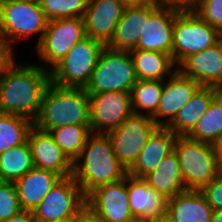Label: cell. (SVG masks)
<instances>
[{
    "label": "cell",
    "mask_w": 222,
    "mask_h": 222,
    "mask_svg": "<svg viewBox=\"0 0 222 222\" xmlns=\"http://www.w3.org/2000/svg\"><path fill=\"white\" fill-rule=\"evenodd\" d=\"M50 82V71L46 66L21 65L15 60L4 72L0 113L22 116L34 122Z\"/></svg>",
    "instance_id": "cell-1"
},
{
    "label": "cell",
    "mask_w": 222,
    "mask_h": 222,
    "mask_svg": "<svg viewBox=\"0 0 222 222\" xmlns=\"http://www.w3.org/2000/svg\"><path fill=\"white\" fill-rule=\"evenodd\" d=\"M127 174V170L115 157L110 140L104 133L92 132L82 152L73 162L72 176L85 196L96 187L119 181Z\"/></svg>",
    "instance_id": "cell-2"
},
{
    "label": "cell",
    "mask_w": 222,
    "mask_h": 222,
    "mask_svg": "<svg viewBox=\"0 0 222 222\" xmlns=\"http://www.w3.org/2000/svg\"><path fill=\"white\" fill-rule=\"evenodd\" d=\"M66 125L90 126L89 95L83 88L47 86L34 126L49 131Z\"/></svg>",
    "instance_id": "cell-3"
},
{
    "label": "cell",
    "mask_w": 222,
    "mask_h": 222,
    "mask_svg": "<svg viewBox=\"0 0 222 222\" xmlns=\"http://www.w3.org/2000/svg\"><path fill=\"white\" fill-rule=\"evenodd\" d=\"M173 150L178 157L186 190L200 191L222 172L211 143L177 136Z\"/></svg>",
    "instance_id": "cell-4"
},
{
    "label": "cell",
    "mask_w": 222,
    "mask_h": 222,
    "mask_svg": "<svg viewBox=\"0 0 222 222\" xmlns=\"http://www.w3.org/2000/svg\"><path fill=\"white\" fill-rule=\"evenodd\" d=\"M48 21L39 0L0 1V36L11 47L15 40L39 33L38 45Z\"/></svg>",
    "instance_id": "cell-5"
},
{
    "label": "cell",
    "mask_w": 222,
    "mask_h": 222,
    "mask_svg": "<svg viewBox=\"0 0 222 222\" xmlns=\"http://www.w3.org/2000/svg\"><path fill=\"white\" fill-rule=\"evenodd\" d=\"M105 46L102 42L85 36L50 71L51 82L62 87L85 89Z\"/></svg>",
    "instance_id": "cell-6"
},
{
    "label": "cell",
    "mask_w": 222,
    "mask_h": 222,
    "mask_svg": "<svg viewBox=\"0 0 222 222\" xmlns=\"http://www.w3.org/2000/svg\"><path fill=\"white\" fill-rule=\"evenodd\" d=\"M137 81L130 51L114 50L105 46L85 91L88 94L131 92Z\"/></svg>",
    "instance_id": "cell-7"
},
{
    "label": "cell",
    "mask_w": 222,
    "mask_h": 222,
    "mask_svg": "<svg viewBox=\"0 0 222 222\" xmlns=\"http://www.w3.org/2000/svg\"><path fill=\"white\" fill-rule=\"evenodd\" d=\"M222 34L194 10L179 11L173 24L172 61L179 66L187 57L213 46Z\"/></svg>",
    "instance_id": "cell-8"
},
{
    "label": "cell",
    "mask_w": 222,
    "mask_h": 222,
    "mask_svg": "<svg viewBox=\"0 0 222 222\" xmlns=\"http://www.w3.org/2000/svg\"><path fill=\"white\" fill-rule=\"evenodd\" d=\"M157 127L152 117L146 113H132L119 127L106 133L115 157L126 170L133 165Z\"/></svg>",
    "instance_id": "cell-9"
},
{
    "label": "cell",
    "mask_w": 222,
    "mask_h": 222,
    "mask_svg": "<svg viewBox=\"0 0 222 222\" xmlns=\"http://www.w3.org/2000/svg\"><path fill=\"white\" fill-rule=\"evenodd\" d=\"M86 205V196L73 176L61 178L32 212L37 222L72 220Z\"/></svg>",
    "instance_id": "cell-10"
},
{
    "label": "cell",
    "mask_w": 222,
    "mask_h": 222,
    "mask_svg": "<svg viewBox=\"0 0 222 222\" xmlns=\"http://www.w3.org/2000/svg\"><path fill=\"white\" fill-rule=\"evenodd\" d=\"M85 29L82 17L61 18L48 21L41 42L36 46L38 55L51 71L82 38ZM50 69V70H49Z\"/></svg>",
    "instance_id": "cell-11"
},
{
    "label": "cell",
    "mask_w": 222,
    "mask_h": 222,
    "mask_svg": "<svg viewBox=\"0 0 222 222\" xmlns=\"http://www.w3.org/2000/svg\"><path fill=\"white\" fill-rule=\"evenodd\" d=\"M88 95L90 130L93 133L106 134L119 127L133 113L130 92L108 91Z\"/></svg>",
    "instance_id": "cell-12"
},
{
    "label": "cell",
    "mask_w": 222,
    "mask_h": 222,
    "mask_svg": "<svg viewBox=\"0 0 222 222\" xmlns=\"http://www.w3.org/2000/svg\"><path fill=\"white\" fill-rule=\"evenodd\" d=\"M86 205L104 222H129L135 219L129 206L125 178L96 187L86 196Z\"/></svg>",
    "instance_id": "cell-13"
},
{
    "label": "cell",
    "mask_w": 222,
    "mask_h": 222,
    "mask_svg": "<svg viewBox=\"0 0 222 222\" xmlns=\"http://www.w3.org/2000/svg\"><path fill=\"white\" fill-rule=\"evenodd\" d=\"M168 79L167 83L165 80L163 81L159 106L156 113L152 116L155 123L163 127H167L174 120L179 110L201 86L197 81L184 75L177 68ZM162 119L163 121H161Z\"/></svg>",
    "instance_id": "cell-14"
},
{
    "label": "cell",
    "mask_w": 222,
    "mask_h": 222,
    "mask_svg": "<svg viewBox=\"0 0 222 222\" xmlns=\"http://www.w3.org/2000/svg\"><path fill=\"white\" fill-rule=\"evenodd\" d=\"M179 11L175 8L158 6L144 20L143 33L139 36L135 49L162 52L172 58L173 24Z\"/></svg>",
    "instance_id": "cell-15"
},
{
    "label": "cell",
    "mask_w": 222,
    "mask_h": 222,
    "mask_svg": "<svg viewBox=\"0 0 222 222\" xmlns=\"http://www.w3.org/2000/svg\"><path fill=\"white\" fill-rule=\"evenodd\" d=\"M27 142L34 167L52 171L62 178L72 176L73 162L56 144L49 131L33 126Z\"/></svg>",
    "instance_id": "cell-16"
},
{
    "label": "cell",
    "mask_w": 222,
    "mask_h": 222,
    "mask_svg": "<svg viewBox=\"0 0 222 222\" xmlns=\"http://www.w3.org/2000/svg\"><path fill=\"white\" fill-rule=\"evenodd\" d=\"M123 9L121 0H88L82 17L85 35L107 45L114 35Z\"/></svg>",
    "instance_id": "cell-17"
},
{
    "label": "cell",
    "mask_w": 222,
    "mask_h": 222,
    "mask_svg": "<svg viewBox=\"0 0 222 222\" xmlns=\"http://www.w3.org/2000/svg\"><path fill=\"white\" fill-rule=\"evenodd\" d=\"M176 68L201 86H222V38L213 46L190 55Z\"/></svg>",
    "instance_id": "cell-18"
},
{
    "label": "cell",
    "mask_w": 222,
    "mask_h": 222,
    "mask_svg": "<svg viewBox=\"0 0 222 222\" xmlns=\"http://www.w3.org/2000/svg\"><path fill=\"white\" fill-rule=\"evenodd\" d=\"M127 192L134 218L150 220L167 213L168 199L150 187L144 178L127 174Z\"/></svg>",
    "instance_id": "cell-19"
},
{
    "label": "cell",
    "mask_w": 222,
    "mask_h": 222,
    "mask_svg": "<svg viewBox=\"0 0 222 222\" xmlns=\"http://www.w3.org/2000/svg\"><path fill=\"white\" fill-rule=\"evenodd\" d=\"M176 138L177 135L168 127L158 126L127 173L134 177L144 178L157 167L165 156L173 151Z\"/></svg>",
    "instance_id": "cell-20"
},
{
    "label": "cell",
    "mask_w": 222,
    "mask_h": 222,
    "mask_svg": "<svg viewBox=\"0 0 222 222\" xmlns=\"http://www.w3.org/2000/svg\"><path fill=\"white\" fill-rule=\"evenodd\" d=\"M159 6L154 1L146 6L124 7L114 35L106 45L110 49L130 51L137 47L143 33L144 20Z\"/></svg>",
    "instance_id": "cell-21"
},
{
    "label": "cell",
    "mask_w": 222,
    "mask_h": 222,
    "mask_svg": "<svg viewBox=\"0 0 222 222\" xmlns=\"http://www.w3.org/2000/svg\"><path fill=\"white\" fill-rule=\"evenodd\" d=\"M62 177L52 171L33 167L14 182L22 210L33 212Z\"/></svg>",
    "instance_id": "cell-22"
},
{
    "label": "cell",
    "mask_w": 222,
    "mask_h": 222,
    "mask_svg": "<svg viewBox=\"0 0 222 222\" xmlns=\"http://www.w3.org/2000/svg\"><path fill=\"white\" fill-rule=\"evenodd\" d=\"M212 213L200 191L187 190L168 199L166 214L173 222H210Z\"/></svg>",
    "instance_id": "cell-23"
},
{
    "label": "cell",
    "mask_w": 222,
    "mask_h": 222,
    "mask_svg": "<svg viewBox=\"0 0 222 222\" xmlns=\"http://www.w3.org/2000/svg\"><path fill=\"white\" fill-rule=\"evenodd\" d=\"M150 187L167 199L187 191L184 185L178 157L173 150L157 167L144 177Z\"/></svg>",
    "instance_id": "cell-24"
},
{
    "label": "cell",
    "mask_w": 222,
    "mask_h": 222,
    "mask_svg": "<svg viewBox=\"0 0 222 222\" xmlns=\"http://www.w3.org/2000/svg\"><path fill=\"white\" fill-rule=\"evenodd\" d=\"M216 95V87L200 86L167 127L177 136H186L206 112Z\"/></svg>",
    "instance_id": "cell-25"
},
{
    "label": "cell",
    "mask_w": 222,
    "mask_h": 222,
    "mask_svg": "<svg viewBox=\"0 0 222 222\" xmlns=\"http://www.w3.org/2000/svg\"><path fill=\"white\" fill-rule=\"evenodd\" d=\"M133 66L138 80H161L175 70L172 58L165 53L133 49L130 50Z\"/></svg>",
    "instance_id": "cell-26"
},
{
    "label": "cell",
    "mask_w": 222,
    "mask_h": 222,
    "mask_svg": "<svg viewBox=\"0 0 222 222\" xmlns=\"http://www.w3.org/2000/svg\"><path fill=\"white\" fill-rule=\"evenodd\" d=\"M34 167L28 142L0 153V181L15 182Z\"/></svg>",
    "instance_id": "cell-27"
},
{
    "label": "cell",
    "mask_w": 222,
    "mask_h": 222,
    "mask_svg": "<svg viewBox=\"0 0 222 222\" xmlns=\"http://www.w3.org/2000/svg\"><path fill=\"white\" fill-rule=\"evenodd\" d=\"M222 133V98L217 94L195 127L186 135L200 142L213 143Z\"/></svg>",
    "instance_id": "cell-28"
},
{
    "label": "cell",
    "mask_w": 222,
    "mask_h": 222,
    "mask_svg": "<svg viewBox=\"0 0 222 222\" xmlns=\"http://www.w3.org/2000/svg\"><path fill=\"white\" fill-rule=\"evenodd\" d=\"M34 122L22 116L0 113V153L28 141Z\"/></svg>",
    "instance_id": "cell-29"
},
{
    "label": "cell",
    "mask_w": 222,
    "mask_h": 222,
    "mask_svg": "<svg viewBox=\"0 0 222 222\" xmlns=\"http://www.w3.org/2000/svg\"><path fill=\"white\" fill-rule=\"evenodd\" d=\"M162 90L161 80H138L130 92L133 113L142 115L146 110V115L152 117L158 109Z\"/></svg>",
    "instance_id": "cell-30"
},
{
    "label": "cell",
    "mask_w": 222,
    "mask_h": 222,
    "mask_svg": "<svg viewBox=\"0 0 222 222\" xmlns=\"http://www.w3.org/2000/svg\"><path fill=\"white\" fill-rule=\"evenodd\" d=\"M56 144L74 162L92 133L90 126L66 125L49 130Z\"/></svg>",
    "instance_id": "cell-31"
},
{
    "label": "cell",
    "mask_w": 222,
    "mask_h": 222,
    "mask_svg": "<svg viewBox=\"0 0 222 222\" xmlns=\"http://www.w3.org/2000/svg\"><path fill=\"white\" fill-rule=\"evenodd\" d=\"M41 9L49 21L83 17L88 0H39Z\"/></svg>",
    "instance_id": "cell-32"
},
{
    "label": "cell",
    "mask_w": 222,
    "mask_h": 222,
    "mask_svg": "<svg viewBox=\"0 0 222 222\" xmlns=\"http://www.w3.org/2000/svg\"><path fill=\"white\" fill-rule=\"evenodd\" d=\"M21 211L15 184L0 181V221L11 218Z\"/></svg>",
    "instance_id": "cell-33"
},
{
    "label": "cell",
    "mask_w": 222,
    "mask_h": 222,
    "mask_svg": "<svg viewBox=\"0 0 222 222\" xmlns=\"http://www.w3.org/2000/svg\"><path fill=\"white\" fill-rule=\"evenodd\" d=\"M194 11L222 34V0H199Z\"/></svg>",
    "instance_id": "cell-34"
},
{
    "label": "cell",
    "mask_w": 222,
    "mask_h": 222,
    "mask_svg": "<svg viewBox=\"0 0 222 222\" xmlns=\"http://www.w3.org/2000/svg\"><path fill=\"white\" fill-rule=\"evenodd\" d=\"M200 192L213 210L222 209V172Z\"/></svg>",
    "instance_id": "cell-35"
},
{
    "label": "cell",
    "mask_w": 222,
    "mask_h": 222,
    "mask_svg": "<svg viewBox=\"0 0 222 222\" xmlns=\"http://www.w3.org/2000/svg\"><path fill=\"white\" fill-rule=\"evenodd\" d=\"M12 51V47L0 36V73H4L15 61Z\"/></svg>",
    "instance_id": "cell-36"
},
{
    "label": "cell",
    "mask_w": 222,
    "mask_h": 222,
    "mask_svg": "<svg viewBox=\"0 0 222 222\" xmlns=\"http://www.w3.org/2000/svg\"><path fill=\"white\" fill-rule=\"evenodd\" d=\"M159 6L175 8L180 11L194 10L199 0H155Z\"/></svg>",
    "instance_id": "cell-37"
},
{
    "label": "cell",
    "mask_w": 222,
    "mask_h": 222,
    "mask_svg": "<svg viewBox=\"0 0 222 222\" xmlns=\"http://www.w3.org/2000/svg\"><path fill=\"white\" fill-rule=\"evenodd\" d=\"M72 222H104L87 205H85L72 219Z\"/></svg>",
    "instance_id": "cell-38"
},
{
    "label": "cell",
    "mask_w": 222,
    "mask_h": 222,
    "mask_svg": "<svg viewBox=\"0 0 222 222\" xmlns=\"http://www.w3.org/2000/svg\"><path fill=\"white\" fill-rule=\"evenodd\" d=\"M0 222H37L34 218V215L30 211L22 210L18 214L8 218L6 220H2Z\"/></svg>",
    "instance_id": "cell-39"
},
{
    "label": "cell",
    "mask_w": 222,
    "mask_h": 222,
    "mask_svg": "<svg viewBox=\"0 0 222 222\" xmlns=\"http://www.w3.org/2000/svg\"><path fill=\"white\" fill-rule=\"evenodd\" d=\"M212 145L217 159L222 166V133L216 138Z\"/></svg>",
    "instance_id": "cell-40"
},
{
    "label": "cell",
    "mask_w": 222,
    "mask_h": 222,
    "mask_svg": "<svg viewBox=\"0 0 222 222\" xmlns=\"http://www.w3.org/2000/svg\"><path fill=\"white\" fill-rule=\"evenodd\" d=\"M155 0H121L124 7L146 6Z\"/></svg>",
    "instance_id": "cell-41"
},
{
    "label": "cell",
    "mask_w": 222,
    "mask_h": 222,
    "mask_svg": "<svg viewBox=\"0 0 222 222\" xmlns=\"http://www.w3.org/2000/svg\"><path fill=\"white\" fill-rule=\"evenodd\" d=\"M210 222H222V209L213 210Z\"/></svg>",
    "instance_id": "cell-42"
},
{
    "label": "cell",
    "mask_w": 222,
    "mask_h": 222,
    "mask_svg": "<svg viewBox=\"0 0 222 222\" xmlns=\"http://www.w3.org/2000/svg\"><path fill=\"white\" fill-rule=\"evenodd\" d=\"M149 222H173V221L168 217L167 214H165L163 216L150 219Z\"/></svg>",
    "instance_id": "cell-43"
},
{
    "label": "cell",
    "mask_w": 222,
    "mask_h": 222,
    "mask_svg": "<svg viewBox=\"0 0 222 222\" xmlns=\"http://www.w3.org/2000/svg\"><path fill=\"white\" fill-rule=\"evenodd\" d=\"M129 222H149V220H147V219H137V218H135V219H133V220H131V221H129Z\"/></svg>",
    "instance_id": "cell-44"
},
{
    "label": "cell",
    "mask_w": 222,
    "mask_h": 222,
    "mask_svg": "<svg viewBox=\"0 0 222 222\" xmlns=\"http://www.w3.org/2000/svg\"><path fill=\"white\" fill-rule=\"evenodd\" d=\"M217 94L222 98V86L217 88Z\"/></svg>",
    "instance_id": "cell-45"
},
{
    "label": "cell",
    "mask_w": 222,
    "mask_h": 222,
    "mask_svg": "<svg viewBox=\"0 0 222 222\" xmlns=\"http://www.w3.org/2000/svg\"><path fill=\"white\" fill-rule=\"evenodd\" d=\"M3 78H4V73H0V90H1Z\"/></svg>",
    "instance_id": "cell-46"
},
{
    "label": "cell",
    "mask_w": 222,
    "mask_h": 222,
    "mask_svg": "<svg viewBox=\"0 0 222 222\" xmlns=\"http://www.w3.org/2000/svg\"><path fill=\"white\" fill-rule=\"evenodd\" d=\"M55 222H72V220H65V221H55Z\"/></svg>",
    "instance_id": "cell-47"
}]
</instances>
